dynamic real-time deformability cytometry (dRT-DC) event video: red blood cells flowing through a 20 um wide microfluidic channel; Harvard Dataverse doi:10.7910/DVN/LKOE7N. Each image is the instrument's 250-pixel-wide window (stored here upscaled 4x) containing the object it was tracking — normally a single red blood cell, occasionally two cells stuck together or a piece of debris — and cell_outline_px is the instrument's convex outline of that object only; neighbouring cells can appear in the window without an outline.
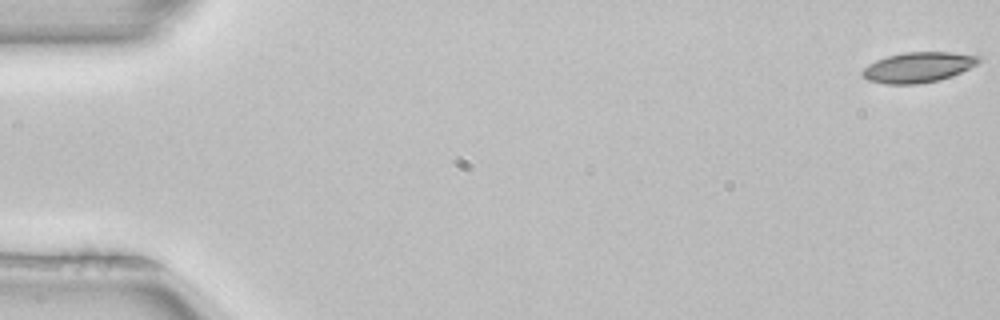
{"species": "common noctule bat (a hibernating species)", "species_latin": "Nyctalus noctula", "temperature_condition": "room temperature", "stored_images_in_passage": 52, "camera_frame_rate_fps": 3000, "um_per_image_px": 0.085, "animal": {"sex": "female", "body_mass_g": 22.7, "forearm_length_mm": 54.2}, "frame": {"image": 1, "passage_image": 1, "time_ms": 0.0, "image_size_px": [1000, 320], "cell_outline_px": [[984, 60], [960, 72], [940, 80], [916, 84], [884, 84], [868, 80], [860, 72], [868, 64], [876, 60], [888, 56], [904, 52], [948, 52], [984, 56]], "centroid_in_image_um": [78.06, 5.71], "position_along_channel_um": 6.9, "area_um2": 20.58}}
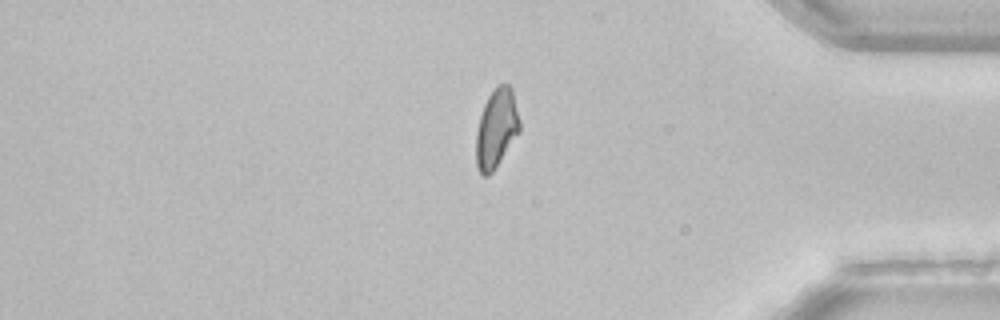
{"frame": {"image": 2, "passage_image": 44, "time_ms": 14.333, "image_size_px": [1000, 320], "cell_outline_px": [[520, 132], [496, 168], [488, 176], [484, 176], [480, 172], [476, 164], [476, 132], [480, 116], [484, 104], [488, 96], [500, 84], [508, 84], [512, 88], [520, 120]], "centroid_in_image_um": [42.21, 10.94], "position_along_channel_um": 393.0, "area_um2": 20.11}}
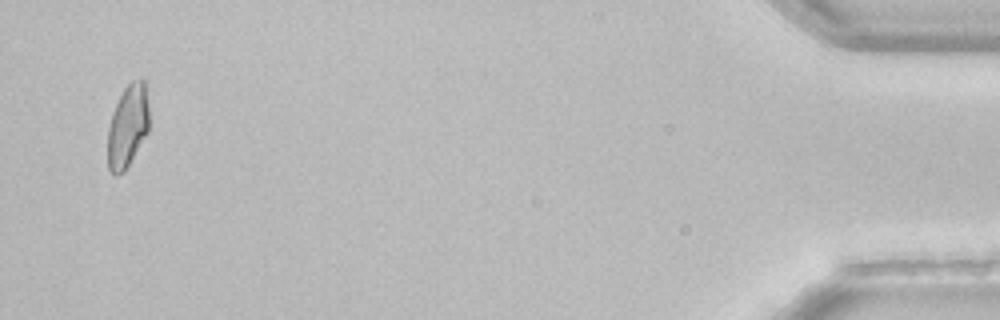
{"frame": {"image": 3, "passage_image": 51, "time_ms": 16.667, "image_size_px": [1000, 320], "cell_outline_px": [[148, 132], [124, 172], [116, 176], [108, 168], [108, 128], [112, 112], [124, 88], [132, 80], [140, 76], [144, 80], [148, 104]], "centroid_in_image_um": [10.85, 10.7], "position_along_channel_um": 424.3, "area_um2": 19.94}, "authors_computed_cell_mechanics": {"area_um2": 20.6635, "velocity_mm_per_s": 3.9661, "shape_relaxation_time_tau1_ms": 6.569, "shape_relaxation_time_tau2_ms": null, "deformation_change_tau1": 0.151, "deformation_change_tau2": null}}